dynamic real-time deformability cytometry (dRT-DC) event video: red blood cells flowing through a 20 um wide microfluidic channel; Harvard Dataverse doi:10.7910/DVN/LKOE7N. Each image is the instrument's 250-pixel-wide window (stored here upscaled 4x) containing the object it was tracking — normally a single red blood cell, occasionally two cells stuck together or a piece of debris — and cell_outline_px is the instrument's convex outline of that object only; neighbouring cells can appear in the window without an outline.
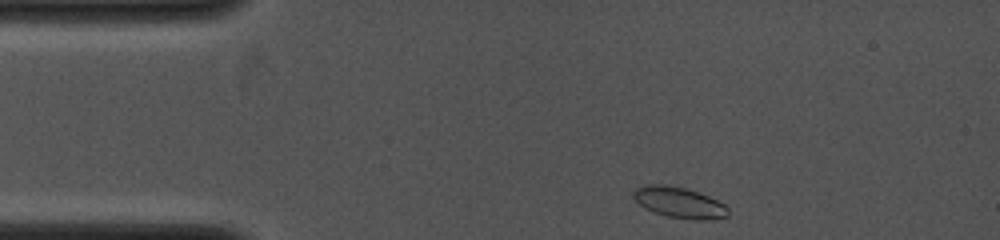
{"species": "common noctule bat (a hibernating species)", "species_latin": "Nyctalus noctula", "temperature_condition": "cold", "stored_images_in_passage": 43, "camera_frame_rate_fps": 4000, "um_per_image_px": 0.085, "animal": {"sex": "female", "body_mass_g": 19.0, "forearm_length_mm": 53.3}, "frame": {"image": 1, "passage_image": 1, "time_ms": 0.0, "image_size_px": [1000, 240], "cell_outline_px": [[728, 216], [708, 220], [696, 220], [668, 216], [644, 208], [632, 196], [632, 192], [636, 188], [644, 184], [668, 184], [684, 188], [708, 196], [724, 204], [728, 208]], "centroid_in_image_um": [57.71, 17.2], "position_along_channel_um": 27.3, "area_um2": 16.94}}
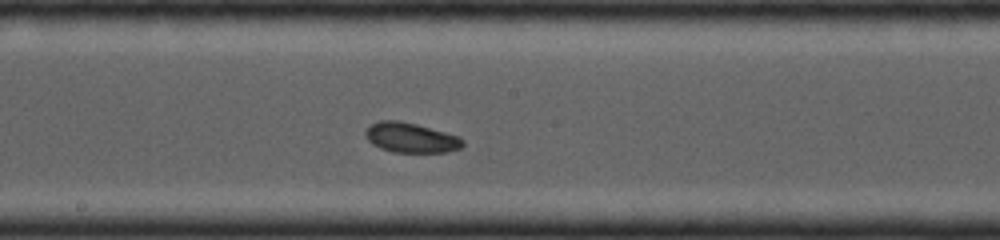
{"frame": {"image": 2, "passage_image": 22, "time_ms": 5.25, "image_size_px": [1000, 240], "cell_outline_px": [[464, 144], [460, 148], [448, 152], [392, 152], [380, 148], [372, 144], [364, 136], [364, 132], [372, 124], [380, 120], [400, 120], [416, 124], [444, 132], [456, 136], [464, 140]], "centroid_in_image_um": [34.89, 11.71], "position_along_channel_um": 213.3, "area_um2": 16.88}}
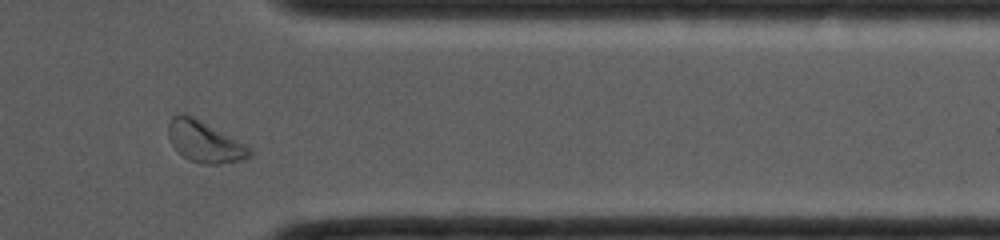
{"frame": {"image": 3, "passage_image": 38, "time_ms": 9.25, "image_size_px": [1000, 240], "cell_outline_px": [[252, 156], [248, 160], [216, 164], [204, 164], [188, 160], [172, 144], [168, 136], [168, 124], [172, 116], [192, 116], [200, 120], [252, 148]], "centroid_in_image_um": [17.44, 12.09], "position_along_channel_um": 394.0, "area_um2": 19.19}}